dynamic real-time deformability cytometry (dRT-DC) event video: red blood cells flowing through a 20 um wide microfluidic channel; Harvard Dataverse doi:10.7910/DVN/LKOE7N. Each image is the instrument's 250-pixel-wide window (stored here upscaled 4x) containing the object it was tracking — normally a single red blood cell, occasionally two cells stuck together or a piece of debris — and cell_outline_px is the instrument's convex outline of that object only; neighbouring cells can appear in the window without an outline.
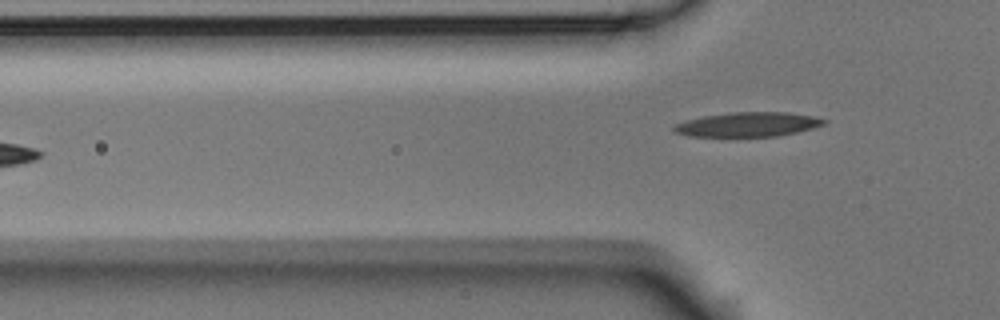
{"species": "Egyptian fruit bat (a non-hibernating species)", "species_latin": "Rousettus aegyptiacus", "temperature_condition": "room temperature", "stored_images_in_passage": 6, "camera_frame_rate_fps": 3000, "um_per_image_px": 0.085, "animal": {"sex": "male"}, "frame": {"image": 1, "passage_image": 6, "time_ms": 1.667, "image_size_px": [1000, 320], "cell_outline_px": [[828, 120], [824, 124], [812, 128], [780, 136], [736, 140], [688, 136], [672, 132], [672, 128], [676, 124], [688, 120], [704, 116], [732, 112], [788, 112], [816, 116]], "centroid_in_image_um": [63.53, 10.64], "position_along_channel_um": 62.3, "area_um2": 22.66}}